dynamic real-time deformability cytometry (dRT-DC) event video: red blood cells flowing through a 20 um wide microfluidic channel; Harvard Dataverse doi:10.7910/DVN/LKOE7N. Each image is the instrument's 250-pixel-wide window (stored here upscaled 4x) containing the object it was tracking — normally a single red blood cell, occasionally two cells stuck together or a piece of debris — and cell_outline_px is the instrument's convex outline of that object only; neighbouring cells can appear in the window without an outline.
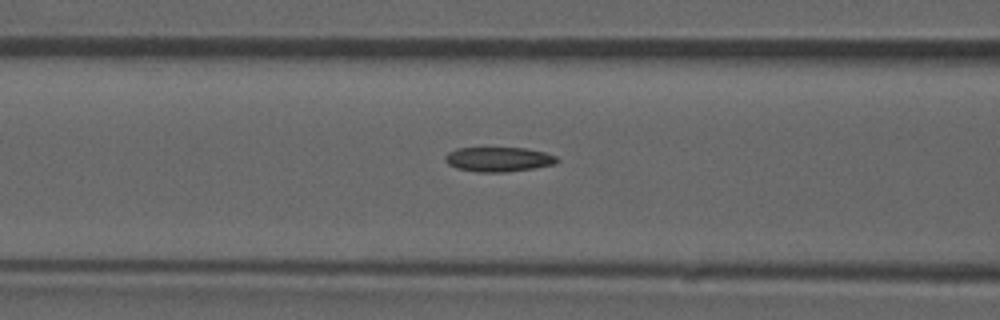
{"species": "common noctule bat (a hibernating species)", "species_latin": "Nyctalus noctula", "temperature_condition": "room temperature", "stored_images_in_passage": 47, "camera_frame_rate_fps": 3000, "um_per_image_px": 0.085, "animal": {"sex": "male", "forearm_length_mm": 52.5}, "frame": {"image": 1, "passage_image": 21, "time_ms": 6.667, "image_size_px": [1000, 320], "cell_outline_px": [[560, 160], [556, 164], [536, 168], [504, 172], [476, 172], [456, 168], [448, 164], [444, 160], [444, 156], [448, 152], [456, 148], [524, 148], [544, 152], [556, 156]], "centroid_in_image_um": [42.37, 13.55], "position_along_channel_um": 124.2, "area_um2": 16.18}}